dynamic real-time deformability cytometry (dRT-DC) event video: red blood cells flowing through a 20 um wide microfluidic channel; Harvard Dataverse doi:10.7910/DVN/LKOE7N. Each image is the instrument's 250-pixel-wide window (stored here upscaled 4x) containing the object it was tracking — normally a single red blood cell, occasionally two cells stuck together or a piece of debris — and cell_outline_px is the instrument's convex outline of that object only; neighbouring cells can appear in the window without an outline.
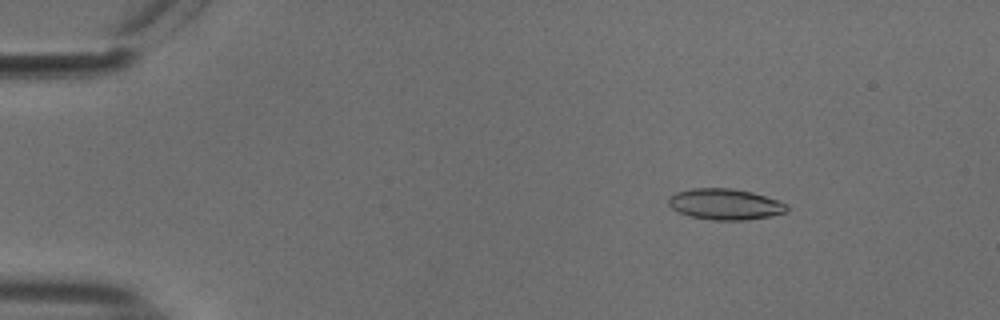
{"species": "common noctule bat (a hibernating species)", "species_latin": "Nyctalus noctula", "temperature_condition": "cold", "stored_images_in_passage": 54, "camera_frame_rate_fps": 3000, "um_per_image_px": 0.085, "animal": {"sex": "male", "body_mass_g": 18.8}, "frame": {"image": 1, "passage_image": 8, "time_ms": 2.333, "image_size_px": [1000, 320], "cell_outline_px": [[788, 212], [772, 216], [744, 220], [712, 220], [688, 216], [672, 208], [668, 204], [668, 196], [676, 192], [692, 188], [732, 188], [752, 192], [788, 204]], "centroid_in_image_um": [61.63, 17.36], "position_along_channel_um": 23.4, "area_um2": 21.5}}
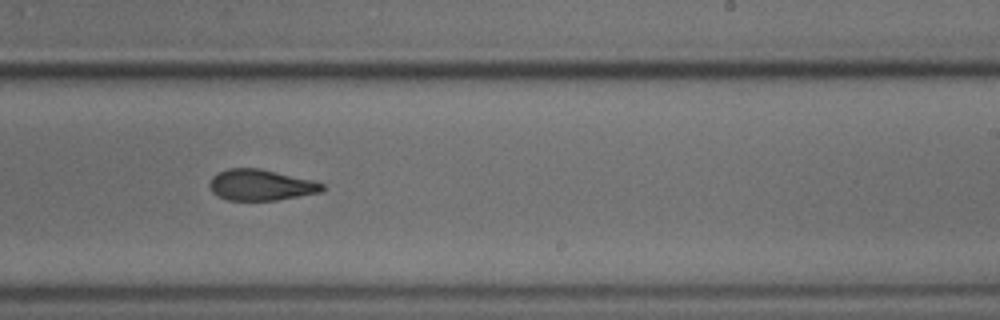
{"frame": {"image": 2, "passage_image": 34, "time_ms": 11.0, "image_size_px": [1000, 320], "cell_outline_px": [[324, 188], [320, 192], [276, 200], [228, 200], [212, 192], [208, 184], [212, 176], [216, 172], [228, 168], [260, 168], [312, 180], [324, 184]], "centroid_in_image_um": [22.12, 15.71], "position_along_channel_um": 266.9, "area_um2": 20.29}}
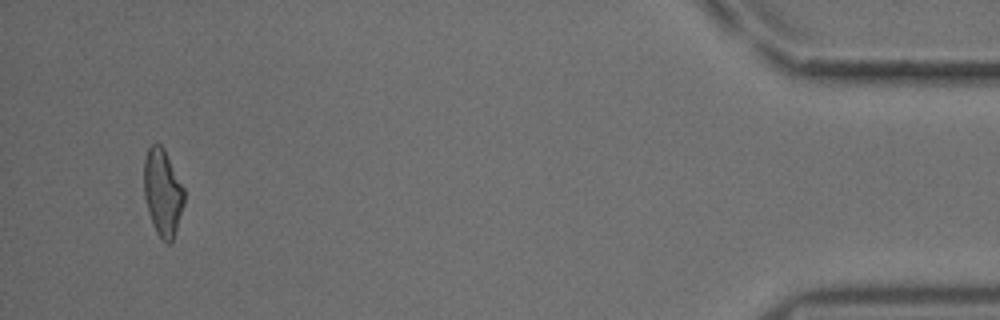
{"frame": {"image": 3, "passage_image": 52, "time_ms": 17.0, "image_size_px": [1000, 320], "cell_outline_px": [[184, 204], [172, 240], [168, 244], [156, 232], [148, 212], [144, 196], [144, 160], [148, 148], [152, 144], [160, 144], [164, 148], [184, 188]], "centroid_in_image_um": [13.82, 16.33], "position_along_channel_um": 421.4, "area_um2": 20.11}, "authors_computed_cell_mechanics": {"area_um2": 20.9525, "velocity_mm_per_s": 3.7676, "shape_relaxation_time_tau1_ms": 7.2045, "shape_relaxation_time_tau2_ms": 2.735, "deformation_change_tau1": 0.1943, "deformation_change_tau2": 0.0974}}